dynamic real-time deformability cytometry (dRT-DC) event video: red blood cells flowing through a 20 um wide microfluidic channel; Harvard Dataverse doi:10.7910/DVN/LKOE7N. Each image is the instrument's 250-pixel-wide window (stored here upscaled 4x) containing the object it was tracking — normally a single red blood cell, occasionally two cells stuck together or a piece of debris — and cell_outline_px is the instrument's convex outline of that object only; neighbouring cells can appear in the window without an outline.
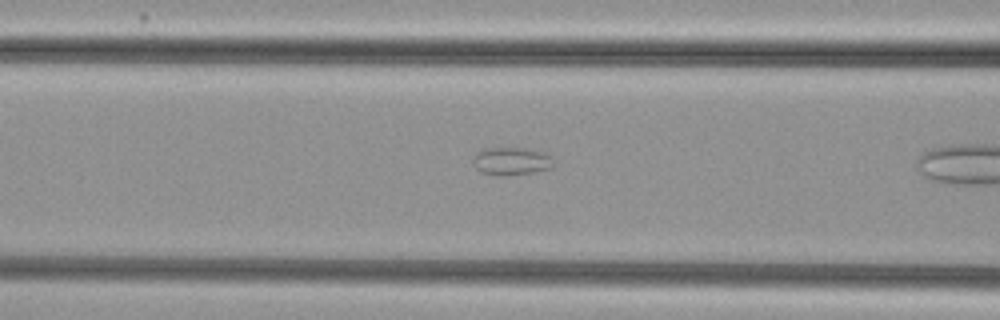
{"species": "common noctule bat (a hibernating species)", "species_latin": "Nyctalus noctula", "temperature_condition": "cold", "stored_images_in_passage": 11, "camera_frame_rate_fps": 3000, "um_per_image_px": 0.085, "animal": {"sex": "female", "body_mass_g": 29.2, "forearm_length_mm": 56.3}, "frame": {"image": 1, "passage_image": 7, "time_ms": 2.0, "image_size_px": [1000, 320], "cell_outline_px": [[556, 164], [552, 168], [532, 172], [508, 176], [496, 176], [480, 172], [472, 164], [472, 156], [476, 152], [484, 148], [524, 148], [544, 152], [552, 156]], "centroid_in_image_um": [43.46, 13.71], "position_along_channel_um": 123.1, "area_um2": 13.53}}